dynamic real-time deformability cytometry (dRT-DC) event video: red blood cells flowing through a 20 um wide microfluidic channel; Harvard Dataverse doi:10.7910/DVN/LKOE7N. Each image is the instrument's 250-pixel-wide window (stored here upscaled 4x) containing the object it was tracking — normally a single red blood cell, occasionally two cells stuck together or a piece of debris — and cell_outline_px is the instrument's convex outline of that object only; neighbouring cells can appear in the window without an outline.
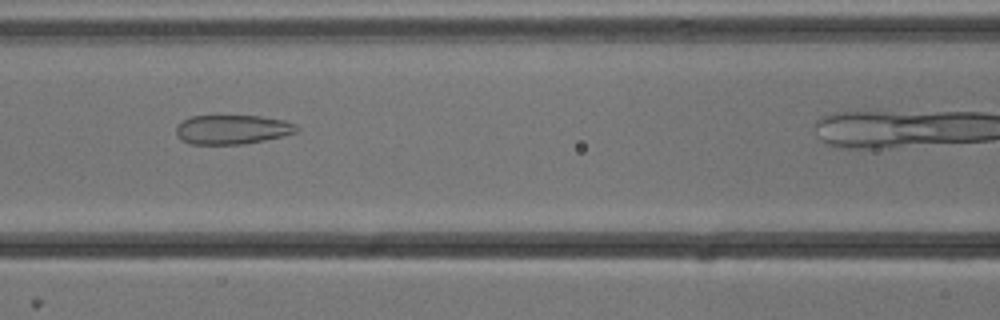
{"species": "common noctule bat (a hibernating species)", "species_latin": "Nyctalus noctula", "temperature_condition": "cold", "stored_images_in_passage": 34, "camera_frame_rate_fps": 3000, "um_per_image_px": 0.085, "animal": {"sex": "male", "body_mass_g": 13.3}, "frame": {"image": 1, "passage_image": 13, "time_ms": 4.0, "image_size_px": [1000, 320], "cell_outline_px": [[296, 132], [284, 136], [244, 144], [188, 144], [180, 140], [176, 136], [176, 124], [192, 116], [260, 116], [284, 120], [296, 124]], "centroid_in_image_um": [19.7, 11.01], "position_along_channel_um": 146.9, "area_um2": 20.63}}
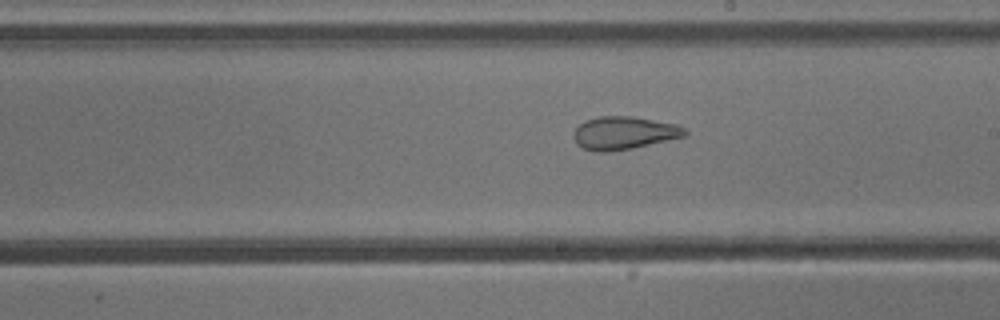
{"frame": {"image": 2, "passage_image": 20, "time_ms": 6.333, "image_size_px": [1000, 320], "cell_outline_px": [[688, 132], [684, 136], [632, 148], [608, 152], [596, 152], [584, 148], [576, 144], [572, 136], [576, 128], [584, 120], [600, 116], [632, 116], [676, 124], [684, 128]], "centroid_in_image_um": [52.99, 11.3], "position_along_channel_um": 236.0, "area_um2": 21.27}}
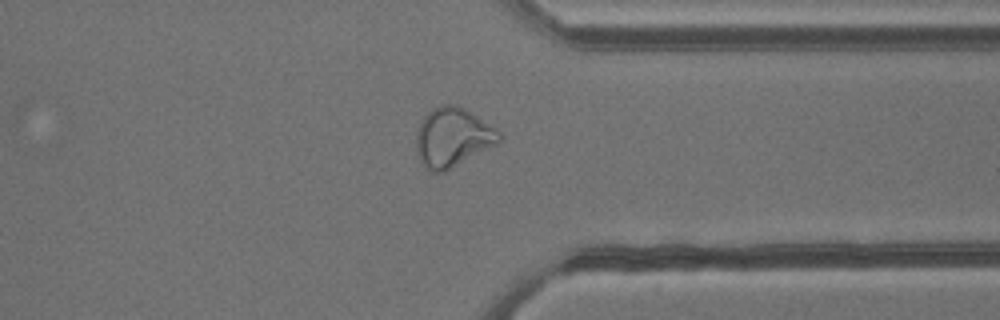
{"frame": {"image": 3, "passage_image": 31, "time_ms": 10.0, "image_size_px": [1000, 320], "cell_outline_px": [[500, 140], [496, 144], [444, 172], [432, 172], [420, 160], [416, 152], [416, 132], [420, 120], [432, 108], [444, 104], [456, 104], [464, 108], [496, 128], [500, 132]], "centroid_in_image_um": [38.44, 11.65], "position_along_channel_um": 373.0, "area_um2": 28.38}}